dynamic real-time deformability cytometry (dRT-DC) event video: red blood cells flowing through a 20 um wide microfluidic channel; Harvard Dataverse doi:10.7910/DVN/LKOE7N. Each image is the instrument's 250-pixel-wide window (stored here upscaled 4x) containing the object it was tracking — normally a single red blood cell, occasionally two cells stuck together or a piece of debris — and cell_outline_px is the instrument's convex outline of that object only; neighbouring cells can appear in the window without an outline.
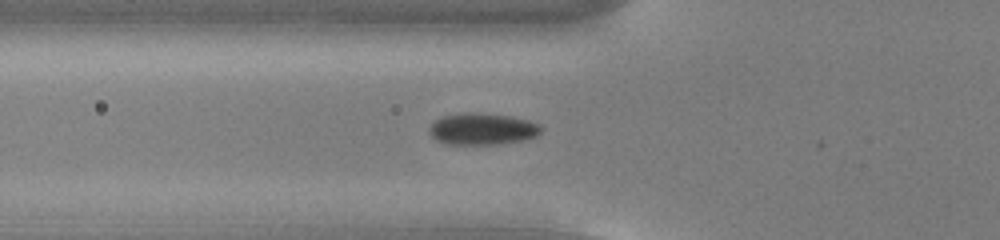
{"species": "common noctule bat (a hibernating species)", "species_latin": "Nyctalus noctula", "temperature_condition": "cold", "stored_images_in_passage": 30, "camera_frame_rate_fps": 3000, "um_per_image_px": 0.085, "animal": {"sex": "male", "body_mass_g": 13.0, "forearm_length_mm": 53.1}, "frame": {"image": 1, "passage_image": 2, "time_ms": 0.333, "image_size_px": [1000, 240], "cell_outline_px": [[544, 128], [536, 136], [520, 140], [496, 144], [444, 144], [436, 140], [428, 132], [428, 128], [436, 120], [444, 116], [468, 112], [472, 112], [512, 116], [528, 120], [540, 124]], "centroid_in_image_um": [40.99, 10.96], "position_along_channel_um": 84.8, "area_um2": 20.58}}
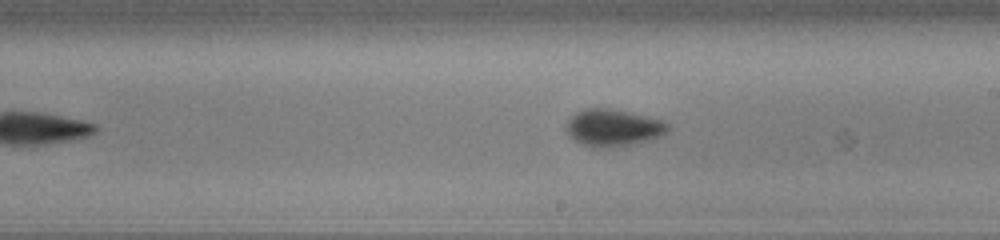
{"frame": {"image": 2, "passage_image": 14, "time_ms": 4.333, "image_size_px": [1000, 240], "cell_outline_px": [[672, 128], [668, 132], [660, 136], [632, 144], [604, 148], [592, 148], [580, 144], [564, 128], [564, 124], [576, 112], [588, 108], [608, 108], [664, 120]], "centroid_in_image_um": [52.12, 10.86], "position_along_channel_um": 236.9, "area_um2": 21.91}}
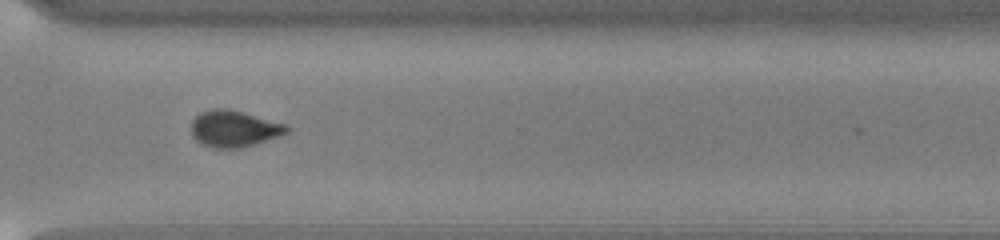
{"frame": {"image": 3, "passage_image": 23, "time_ms": 7.333, "image_size_px": [1000, 240], "cell_outline_px": [[288, 132], [240, 148], [212, 148], [200, 144], [192, 136], [192, 120], [200, 112], [212, 108], [224, 108], [244, 112], [288, 124]], "centroid_in_image_um": [19.85, 10.92], "position_along_channel_um": 350.7, "area_um2": 20.23}, "authors_computed_cell_mechanics": {"area_um2": 20.7791, "velocity_mm_per_s": 3.7962, "shape_relaxation_time_tau1_ms": 3.189, "shape_relaxation_time_tau2_ms": null, "deformation_change_tau1": 0.0994, "deformation_change_tau2": null}}